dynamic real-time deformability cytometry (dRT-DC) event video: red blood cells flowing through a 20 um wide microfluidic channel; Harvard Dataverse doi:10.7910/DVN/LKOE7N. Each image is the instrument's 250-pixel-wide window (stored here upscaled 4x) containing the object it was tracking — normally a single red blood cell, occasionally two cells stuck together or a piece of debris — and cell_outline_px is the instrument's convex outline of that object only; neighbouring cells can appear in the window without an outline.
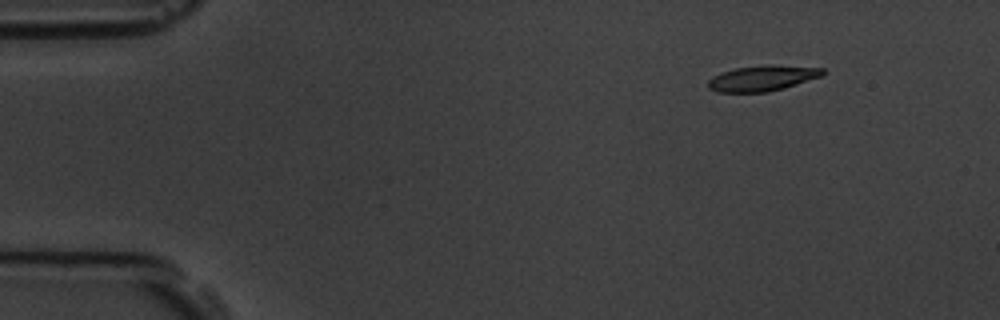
{"species": "common noctule bat (a hibernating species)", "species_latin": "Nyctalus noctula", "temperature_condition": "room temperature", "stored_images_in_passage": 4, "camera_frame_rate_fps": 3000, "um_per_image_px": 0.085, "animal": {"sex": "male", "body_mass_g": 19.5, "forearm_length_mm": 54.6}, "frame": {"image": 1, "passage_image": 1, "time_ms": 0.0, "image_size_px": [1000, 320], "cell_outline_px": [[824, 72], [820, 76], [784, 88], [768, 92], [716, 92], [708, 88], [708, 80], [712, 76], [736, 68], [768, 64], [772, 64], [824, 68]], "centroid_in_image_um": [64.78, 6.64], "position_along_channel_um": 20.2, "area_um2": 16.99}}